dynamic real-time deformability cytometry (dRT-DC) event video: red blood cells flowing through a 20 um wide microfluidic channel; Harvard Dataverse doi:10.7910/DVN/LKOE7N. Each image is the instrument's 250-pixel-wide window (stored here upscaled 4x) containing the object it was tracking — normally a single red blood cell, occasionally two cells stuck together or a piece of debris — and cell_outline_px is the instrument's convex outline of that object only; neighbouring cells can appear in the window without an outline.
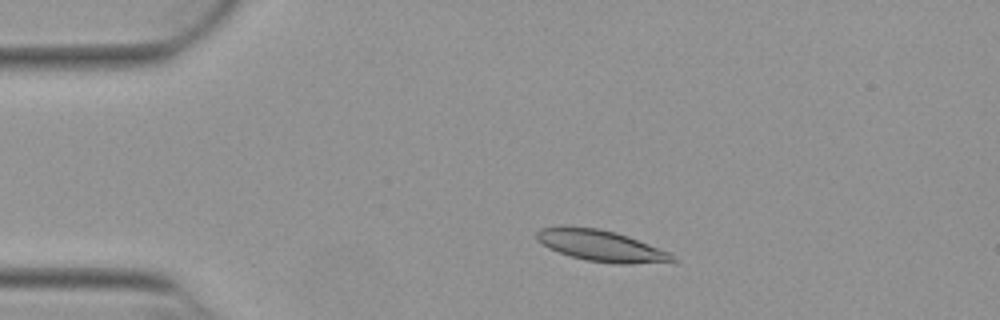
{"species": "Egyptian fruit bat (a non-hibernating species)", "species_latin": "Rousettus aegyptiacus", "temperature_condition": "warm", "stored_images_in_passage": 51, "camera_frame_rate_fps": 3000, "um_per_image_px": 0.085, "animal": {"sex": "female"}, "frame": {"image": 1, "passage_image": 9, "time_ms": 2.667, "image_size_px": [1000, 320], "cell_outline_px": [[680, 260], [676, 264], [612, 264], [584, 260], [548, 248], [536, 240], [536, 232], [540, 228], [564, 224], [600, 228], [616, 232], [628, 236], [668, 252], [676, 256]], "centroid_in_image_um": [51.15, 20.89], "position_along_channel_um": 33.9, "area_um2": 25.72}}
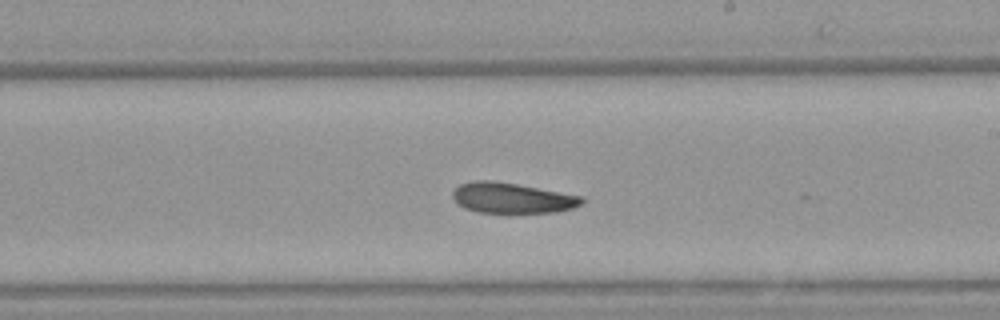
{"frame": {"image": 2, "passage_image": 29, "time_ms": 9.333, "image_size_px": [1000, 320], "cell_outline_px": [[584, 200], [580, 204], [572, 208], [556, 212], [476, 212], [464, 208], [456, 204], [452, 196], [452, 192], [460, 184], [476, 180], [492, 180], [516, 184], [584, 196]], "centroid_in_image_um": [43.49, 16.82], "position_along_channel_um": 245.5, "area_um2": 22.83}}
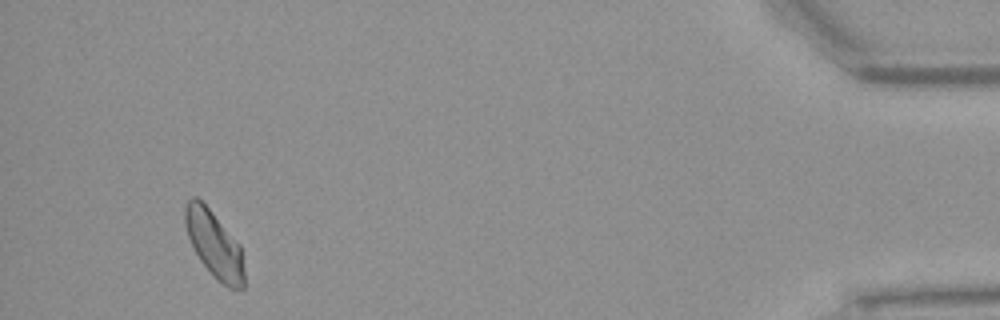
{"frame": {"image": 3, "passage_image": 48, "time_ms": 15.667, "image_size_px": [1000, 320], "cell_outline_px": [[244, 288], [228, 288], [216, 280], [200, 260], [188, 236], [184, 224], [184, 204], [192, 196], [196, 196], [212, 212], [240, 244], [244, 268]], "centroid_in_image_um": [18.2, 20.77], "position_along_channel_um": 417.0, "area_um2": 22.95}, "authors_computed_cell_mechanics": {"area_um2": 23.6402, "velocity_mm_per_s": 3.852, "shape_relaxation_time_tau1_ms": 9.1322, "shape_relaxation_time_tau2_ms": 8.2189, "deformation_change_tau1": 0.1842, "deformation_change_tau2": 0.1493}}